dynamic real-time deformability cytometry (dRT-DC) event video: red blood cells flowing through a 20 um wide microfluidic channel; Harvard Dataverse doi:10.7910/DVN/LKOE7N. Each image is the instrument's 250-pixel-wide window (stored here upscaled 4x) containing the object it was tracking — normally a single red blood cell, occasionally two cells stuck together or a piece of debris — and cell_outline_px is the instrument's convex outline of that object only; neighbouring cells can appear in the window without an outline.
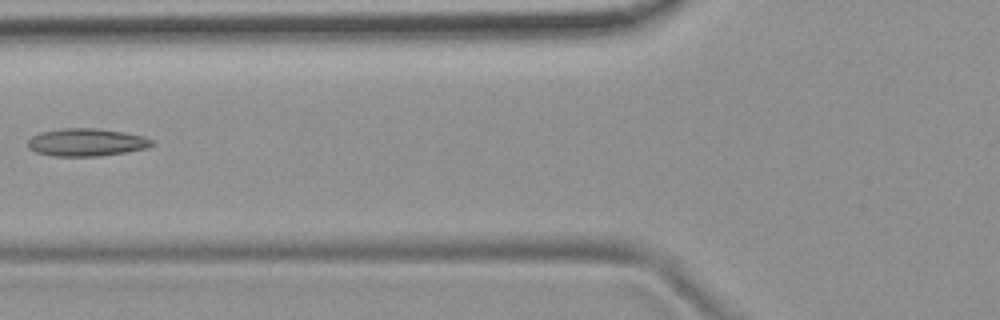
{"species": "common noctule bat (a hibernating species)", "species_latin": "Nyctalus noctula", "temperature_condition": "room temperature", "stored_images_in_passage": 6, "camera_frame_rate_fps": 3000, "um_per_image_px": 0.085, "animal": {"sex": "female", "body_mass_g": 19.9}, "frame": {"image": 1, "passage_image": 6, "time_ms": 1.667, "image_size_px": [1000, 320], "cell_outline_px": [[156, 144], [148, 148], [100, 156], [52, 156], [36, 152], [28, 148], [28, 140], [32, 136], [40, 132], [60, 128], [100, 128], [124, 132], [144, 136], [156, 140]], "centroid_in_image_um": [7.39, 12.09], "position_along_channel_um": 118.4, "area_um2": 20.35}}